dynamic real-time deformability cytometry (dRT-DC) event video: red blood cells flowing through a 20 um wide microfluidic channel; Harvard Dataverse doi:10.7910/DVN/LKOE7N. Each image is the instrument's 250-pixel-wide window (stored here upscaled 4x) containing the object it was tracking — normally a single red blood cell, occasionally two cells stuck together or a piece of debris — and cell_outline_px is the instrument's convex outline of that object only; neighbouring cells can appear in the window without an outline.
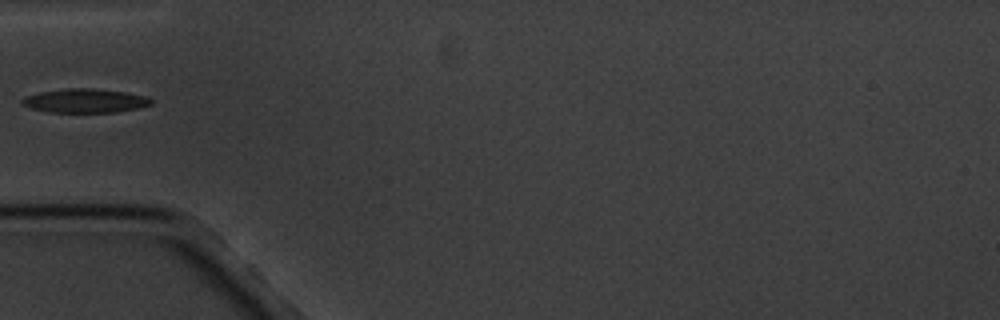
{"species": "common noctule bat (a hibernating species)", "species_latin": "Nyctalus noctula", "temperature_condition": "cold", "stored_images_in_passage": 7, "camera_frame_rate_fps": 3000, "um_per_image_px": 0.085, "animal": {"sex": "male", "body_mass_g": 20.1, "forearm_length_mm": 53.5}, "frame": {"image": 1, "passage_image": 3, "time_ms": 2.333, "image_size_px": [1000, 320], "cell_outline_px": [[152, 104], [140, 108], [116, 112], [48, 112], [28, 108], [20, 104], [20, 100], [24, 96], [40, 92], [68, 88], [92, 88], [124, 92], [144, 96], [152, 100]], "centroid_in_image_um": [7.17, 8.57], "position_along_channel_um": 77.8, "area_um2": 18.09}}
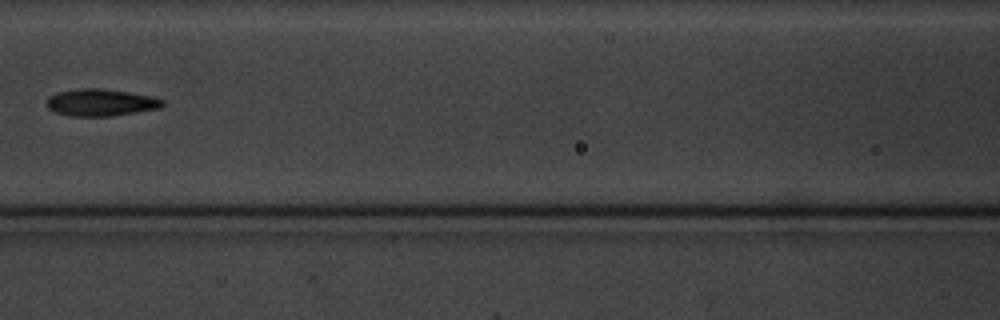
{"frame": {"image": 2, "passage_image": 5, "time_ms": 4.667, "image_size_px": [1000, 320], "cell_outline_px": [[164, 104], [160, 108], [112, 116], [72, 116], [56, 112], [48, 108], [48, 96], [56, 92], [80, 88], [104, 88], [152, 96], [164, 100]], "centroid_in_image_um": [8.58, 8.7], "position_along_channel_um": 158.0, "area_um2": 18.26}}
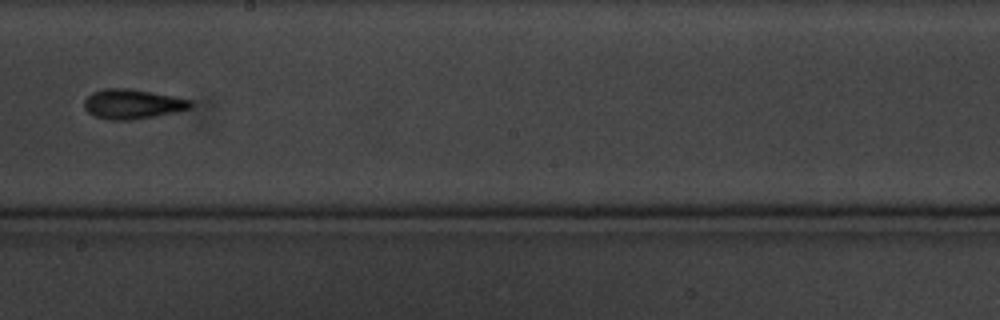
{"frame": {"image": 3, "passage_image": 7, "time_ms": 7.0, "image_size_px": [1000, 320], "cell_outline_px": [[192, 108], [176, 112], [156, 116], [128, 120], [108, 120], [92, 116], [84, 108], [84, 100], [92, 92], [104, 88], [128, 88], [152, 92], [192, 100]], "centroid_in_image_um": [11.24, 8.85], "position_along_channel_um": 237.0, "area_um2": 18.55}}